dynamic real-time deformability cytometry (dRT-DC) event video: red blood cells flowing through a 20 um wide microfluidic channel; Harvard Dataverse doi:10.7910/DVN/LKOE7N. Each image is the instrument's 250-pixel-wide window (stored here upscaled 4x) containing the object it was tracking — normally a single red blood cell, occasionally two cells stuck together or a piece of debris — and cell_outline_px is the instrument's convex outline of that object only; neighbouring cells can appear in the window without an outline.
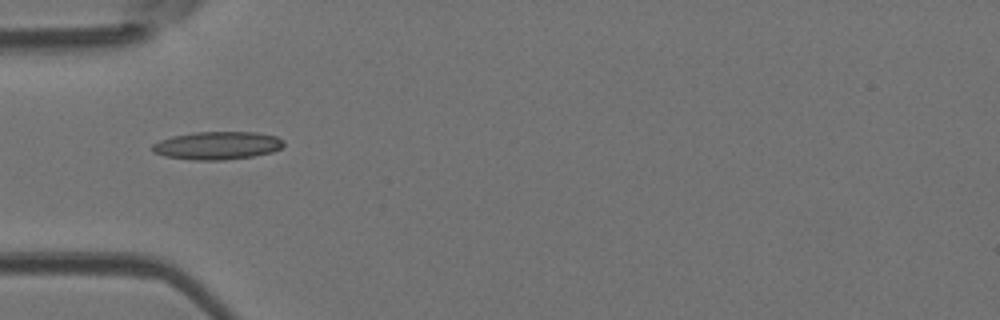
{"species": "Egyptian fruit bat (a non-hibernating species)", "species_latin": "Rousettus aegyptiacus", "temperature_condition": "room temperature", "stored_images_in_passage": 38, "camera_frame_rate_fps": 3000, "um_per_image_px": 0.085, "animal": {"sex": "female"}, "frame": {"image": 1, "passage_image": 6, "time_ms": 1.667, "image_size_px": [1000, 320], "cell_outline_px": [[284, 144], [280, 148], [272, 152], [252, 156], [224, 160], [192, 160], [164, 156], [152, 152], [152, 144], [160, 140], [172, 136], [196, 132], [256, 132], [276, 136], [284, 140]], "centroid_in_image_um": [18.45, 12.37], "position_along_channel_um": 66.5, "area_um2": 21.44}}
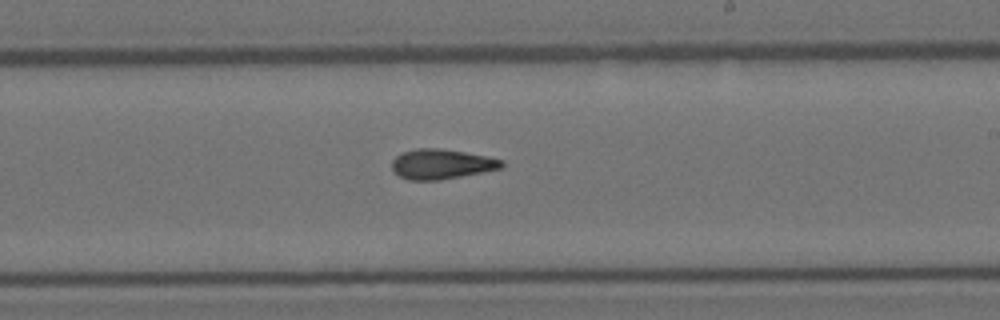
{"frame": {"image": 2, "passage_image": 19, "time_ms": 6.0, "image_size_px": [1000, 320], "cell_outline_px": [[504, 164], [500, 168], [440, 180], [408, 180], [400, 176], [392, 168], [392, 160], [396, 156], [404, 152], [416, 148], [440, 148], [464, 152], [504, 160]], "centroid_in_image_um": [37.49, 13.94], "position_along_channel_um": 251.5, "area_um2": 18.84}}
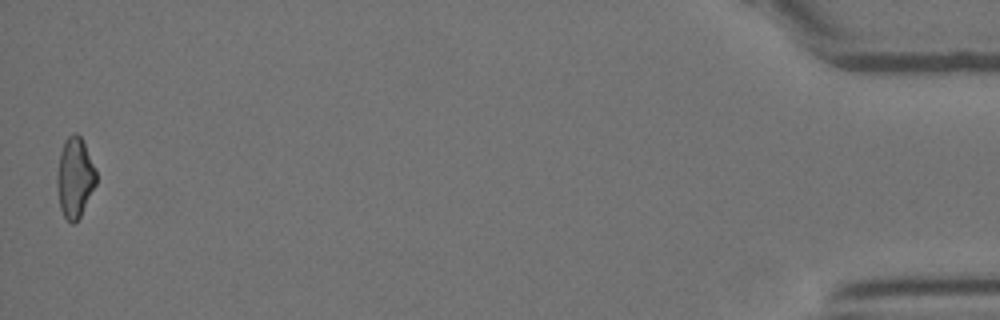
{"frame": {"image": 3, "passage_image": 38, "time_ms": 12.333, "image_size_px": [1000, 320], "cell_outline_px": [[96, 184], [80, 216], [72, 224], [64, 216], [60, 208], [56, 184], [56, 176], [60, 152], [64, 140], [72, 132], [76, 132], [80, 136], [96, 168]], "centroid_in_image_um": [6.35, 15.06], "position_along_channel_um": 428.9, "area_um2": 18.26}, "authors_computed_cell_mechanics": {"area_um2": 18.8717, "velocity_mm_per_s": 4.2643, "shape_relaxation_time_tau1_ms": null, "shape_relaxation_time_tau2_ms": 4.392, "deformation_change_tau1": null, "deformation_change_tau2": 0.1437}}